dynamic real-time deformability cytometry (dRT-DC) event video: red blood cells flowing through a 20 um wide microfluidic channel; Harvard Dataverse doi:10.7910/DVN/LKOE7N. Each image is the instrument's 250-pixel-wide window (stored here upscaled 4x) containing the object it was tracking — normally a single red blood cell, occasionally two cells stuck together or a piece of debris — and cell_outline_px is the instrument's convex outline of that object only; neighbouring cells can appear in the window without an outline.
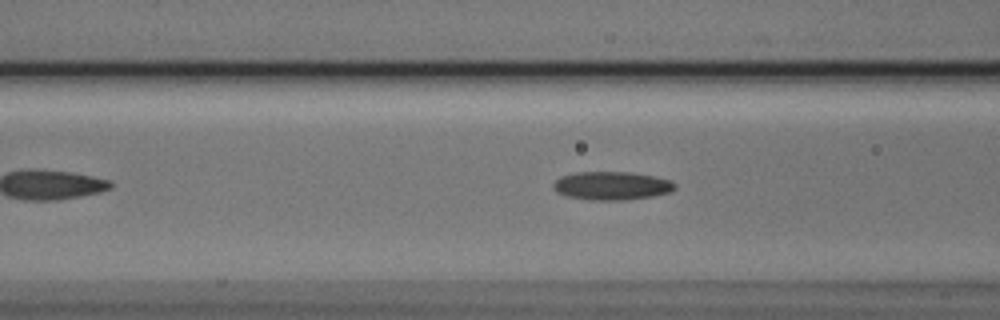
{"species": "Egyptian fruit bat (a non-hibernating species)", "species_latin": "Rousettus aegyptiacus", "temperature_condition": "cold", "stored_images_in_passage": 45, "camera_frame_rate_fps": 3000, "um_per_image_px": 0.085, "animal": {"sex": "male"}, "frame": {"image": 1, "passage_image": 12, "time_ms": 3.667, "image_size_px": [1000, 320], "cell_outline_px": [[676, 188], [672, 192], [652, 196], [624, 200], [588, 200], [568, 196], [556, 192], [552, 184], [560, 176], [576, 172], [632, 172], [672, 180], [676, 184]], "centroid_in_image_um": [52.01, 15.78], "position_along_channel_um": 114.6, "area_um2": 20.23}}
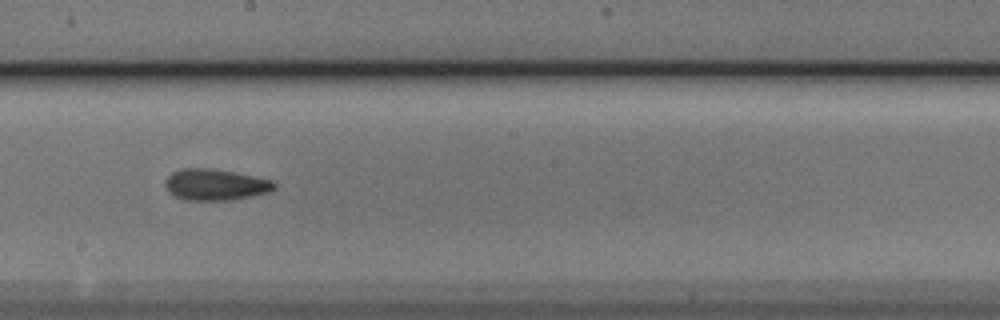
{"frame": {"image": 2, "passage_image": 21, "time_ms": 6.667, "image_size_px": [1000, 320], "cell_outline_px": [[276, 188], [268, 192], [232, 200], [184, 200], [168, 192], [164, 184], [164, 180], [172, 172], [184, 168], [208, 168], [232, 172], [272, 180], [276, 184]], "centroid_in_image_um": [18.27, 15.7], "position_along_channel_um": 229.9, "area_um2": 19.77}}
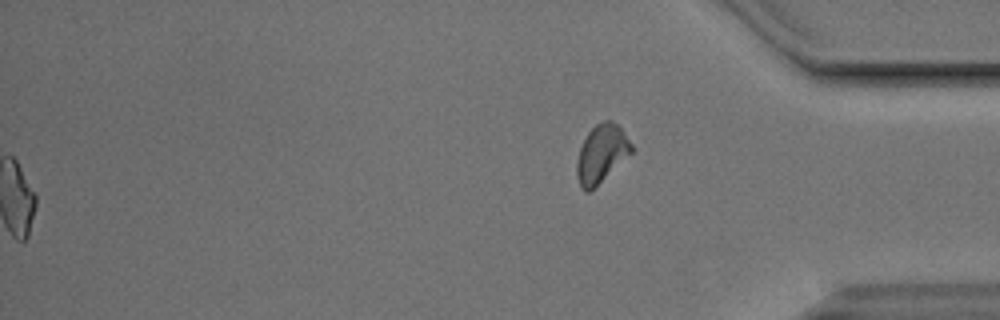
{"frame": {"image": 3, "passage_image": 45, "time_ms": 14.667, "image_size_px": [1000, 320], "cell_outline_px": [[636, 148], [632, 152], [588, 192], [584, 192], [580, 188], [576, 176], [576, 160], [580, 148], [588, 132], [596, 124], [604, 120], [612, 120], [624, 132]], "centroid_in_image_um": [51.11, 13.05], "position_along_channel_um": 384.1, "area_um2": 18.32}, "authors_computed_cell_mechanics": {"area_um2": 18.9006, "velocity_mm_per_s": 3.844, "shape_relaxation_time_tau1_ms": 5.4401, "shape_relaxation_time_tau2_ms": 5.9848, "deformation_change_tau1": 0.1347, "deformation_change_tau2": 0.1582}}